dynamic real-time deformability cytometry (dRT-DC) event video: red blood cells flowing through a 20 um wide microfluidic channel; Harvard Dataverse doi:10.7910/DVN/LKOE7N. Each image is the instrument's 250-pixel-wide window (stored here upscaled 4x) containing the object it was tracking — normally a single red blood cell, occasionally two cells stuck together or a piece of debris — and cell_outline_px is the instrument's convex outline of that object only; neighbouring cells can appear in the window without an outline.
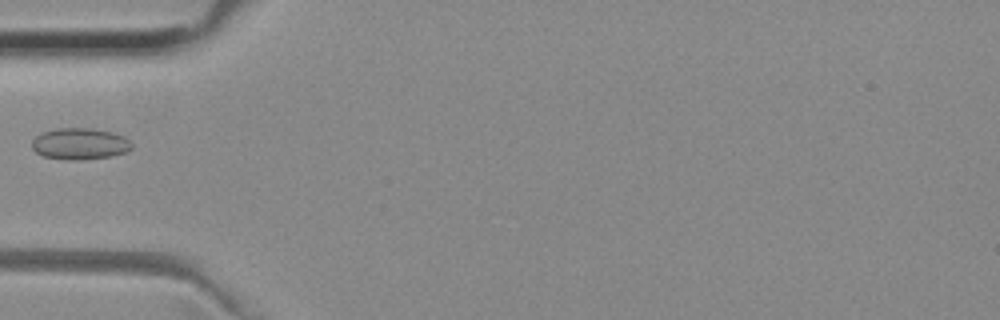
{"species": "common noctule bat (a hibernating species)", "species_latin": "Nyctalus noctula", "temperature_condition": "room temperature", "stored_images_in_passage": 5, "camera_frame_rate_fps": 3000, "um_per_image_px": 0.085, "animal": {"sex": "female", "body_mass_g": 29.2, "forearm_length_mm": 56.3}, "frame": {"image": 1, "passage_image": 1, "time_ms": 0.0, "image_size_px": [1000, 320], "cell_outline_px": [[132, 148], [128, 152], [112, 156], [80, 160], [68, 160], [44, 156], [36, 152], [32, 148], [32, 140], [40, 132], [56, 128], [92, 128], [112, 132], [124, 136], [132, 144]], "centroid_in_image_um": [6.79, 12.22], "position_along_channel_um": 78.2, "area_um2": 18.5}}